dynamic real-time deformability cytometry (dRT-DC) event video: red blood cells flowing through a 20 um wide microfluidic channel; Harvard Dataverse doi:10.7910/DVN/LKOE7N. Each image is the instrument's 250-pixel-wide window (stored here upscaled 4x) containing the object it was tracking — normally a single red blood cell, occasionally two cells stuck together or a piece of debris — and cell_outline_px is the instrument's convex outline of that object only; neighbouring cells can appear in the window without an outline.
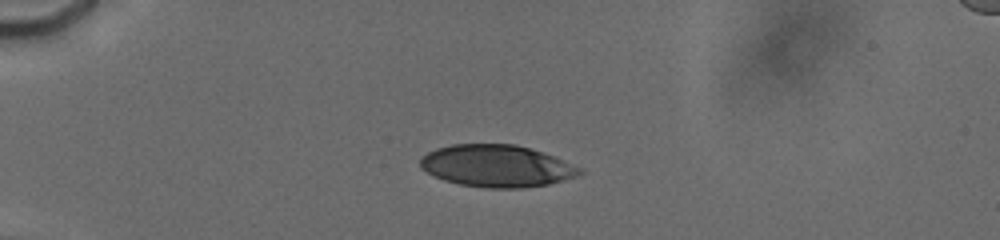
{"species": "human", "species_latin": "Homo sapiens", "temperature_condition": "cold", "stored_images_in_passage": 90, "camera_frame_rate_fps": 3000, "um_per_image_px": 0.085, "donor": {"sex": "male"}, "frame": {"image": 1, "passage_image": 30, "time_ms": 5.0, "image_size_px": [1000, 240], "cell_outline_px": [[584, 172], [576, 176], [548, 184], [520, 188], [488, 188], [460, 184], [444, 180], [420, 168], [420, 160], [428, 152], [436, 148], [452, 144], [516, 144], [552, 156], [580, 168]], "centroid_in_image_um": [42.18, 14.1], "position_along_channel_um": 42.8, "area_um2": 38.55}}
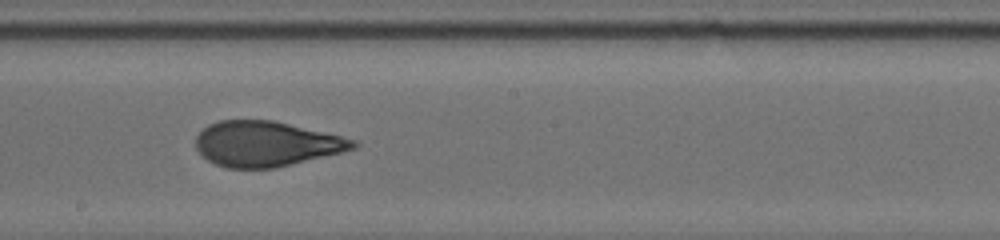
{"frame": {"image": 2, "passage_image": 66, "time_ms": 11.0, "image_size_px": [1000, 240], "cell_outline_px": [[360, 144], [356, 148], [276, 168], [228, 168], [216, 164], [208, 160], [196, 148], [196, 136], [208, 124], [220, 120], [272, 120], [340, 136], [356, 140]], "centroid_in_image_um": [22.61, 12.23], "position_along_channel_um": 225.6, "area_um2": 41.04}}
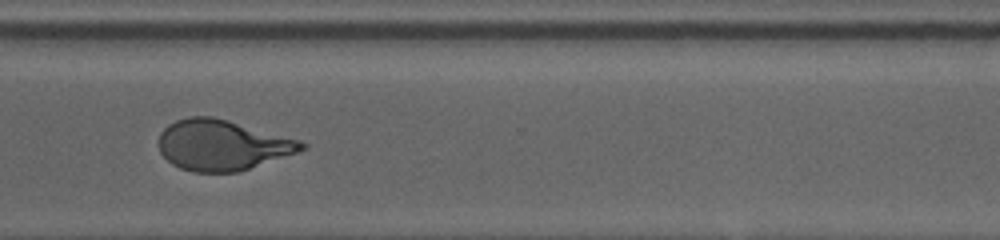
{"frame": {"image": 3, "passage_image": 89, "time_ms": 14.333, "image_size_px": [1000, 240], "cell_outline_px": [[308, 148], [236, 172], [192, 172], [180, 168], [172, 164], [160, 152], [160, 132], [168, 124], [176, 120], [188, 116], [212, 116], [300, 140], [308, 144]], "centroid_in_image_um": [18.86, 12.32], "position_along_channel_um": 351.7, "area_um2": 41.56}}